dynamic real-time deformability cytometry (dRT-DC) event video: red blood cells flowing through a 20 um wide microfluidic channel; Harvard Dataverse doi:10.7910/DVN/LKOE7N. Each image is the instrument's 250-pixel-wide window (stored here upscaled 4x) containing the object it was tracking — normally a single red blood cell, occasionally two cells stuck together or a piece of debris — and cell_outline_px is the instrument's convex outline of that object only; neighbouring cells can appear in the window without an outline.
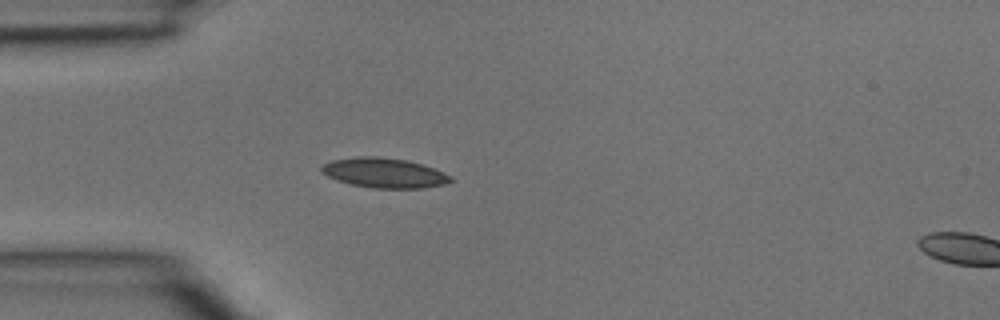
{"species": "common noctule bat (a hibernating species)", "species_latin": "Nyctalus noctula", "temperature_condition": "room temperature", "stored_images_in_passage": 4, "segment_of_instrument_passage": [1, 2], "camera_frame_rate_fps": 3000, "um_per_image_px": 0.085, "animal": {"sex": "male", "body_mass_g": 15.6}, "frame": {"image": 1, "passage_image": 3, "time_ms": 0.667, "image_size_px": [1000, 320], "cell_outline_px": [[456, 180], [444, 184], [424, 188], [372, 188], [352, 184], [336, 180], [320, 172], [320, 168], [324, 164], [332, 160], [356, 156], [380, 156], [404, 160], [424, 164], [444, 172], [452, 176]], "centroid_in_image_um": [32.69, 14.69], "position_along_channel_um": 52.3, "area_um2": 22.66}}